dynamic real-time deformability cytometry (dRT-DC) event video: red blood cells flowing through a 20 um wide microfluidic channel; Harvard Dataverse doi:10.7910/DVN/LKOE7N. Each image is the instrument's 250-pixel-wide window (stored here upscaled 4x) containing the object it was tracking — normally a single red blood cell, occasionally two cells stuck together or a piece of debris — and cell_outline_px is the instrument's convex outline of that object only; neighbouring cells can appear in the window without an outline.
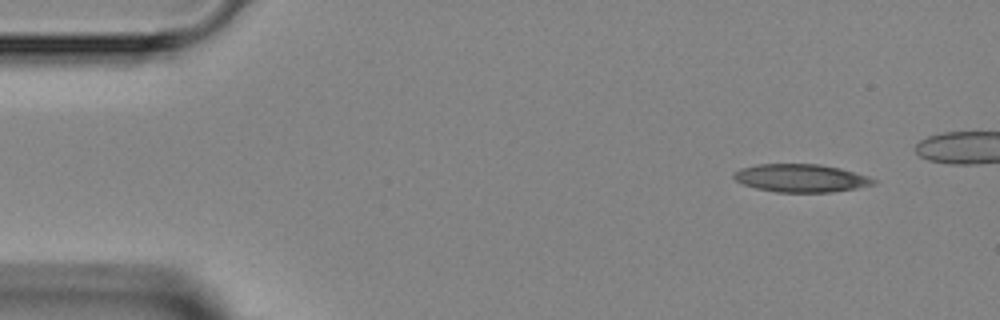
{"species": "Egyptian fruit bat (a non-hibernating species)", "species_latin": "Rousettus aegyptiacus", "temperature_condition": "room temperature", "stored_images_in_passage": 4, "camera_frame_rate_fps": 3000, "um_per_image_px": 0.085, "animal": {"sex": "female"}, "frame": {"image": 1, "passage_image": 1, "time_ms": 0.0, "image_size_px": [1000, 320], "cell_outline_px": [[876, 180], [872, 184], [852, 188], [828, 192], [776, 192], [756, 188], [744, 184], [736, 180], [732, 176], [732, 172], [740, 168], [756, 164], [820, 164], [840, 168], [868, 176]], "centroid_in_image_um": [68.0, 15.12], "position_along_channel_um": 17.0, "area_um2": 22.54}}